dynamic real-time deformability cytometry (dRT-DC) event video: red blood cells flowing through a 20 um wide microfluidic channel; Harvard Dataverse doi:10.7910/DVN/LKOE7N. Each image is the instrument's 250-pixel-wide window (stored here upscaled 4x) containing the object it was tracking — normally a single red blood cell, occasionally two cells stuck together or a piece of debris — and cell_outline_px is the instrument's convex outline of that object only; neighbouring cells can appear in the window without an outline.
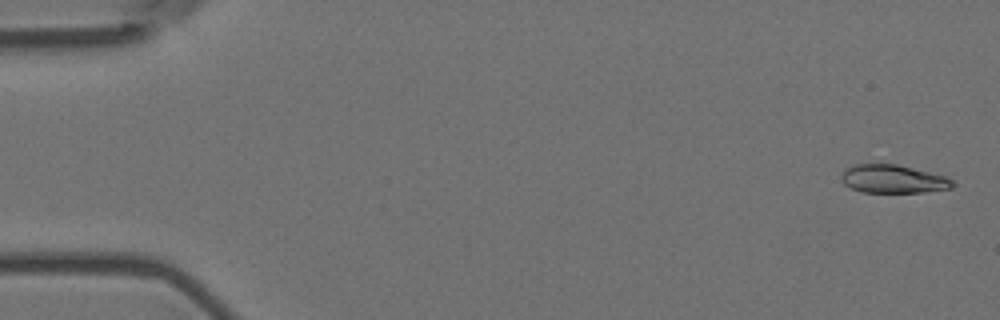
{"species": "Egyptian fruit bat (a non-hibernating species)", "species_latin": "Rousettus aegyptiacus", "temperature_condition": "room temperature", "stored_images_in_passage": 5, "camera_frame_rate_fps": 3000, "um_per_image_px": 0.085, "animal": {"sex": "female"}, "frame": {"image": 1, "passage_image": 1, "time_ms": 0.0, "image_size_px": [1000, 320], "cell_outline_px": [[956, 184], [952, 188], [924, 192], [860, 192], [844, 184], [840, 180], [840, 176], [852, 164], [896, 164], [948, 176]], "centroid_in_image_um": [75.94, 15.21], "position_along_channel_um": 9.1, "area_um2": 18.44}}
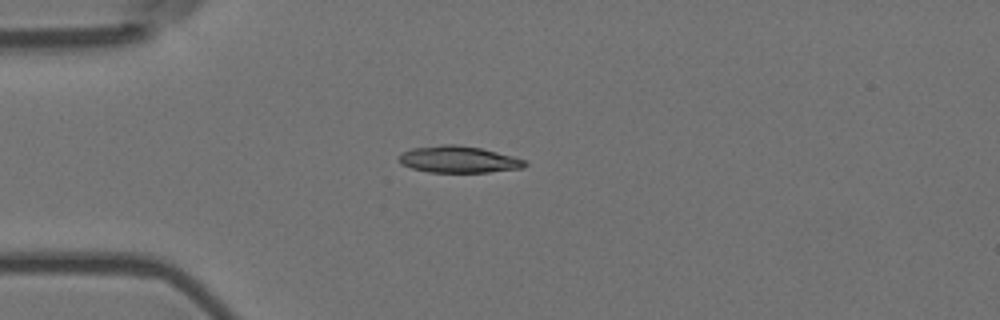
{"frame": {"image": 2, "passage_image": 4, "time_ms": 1.0, "image_size_px": [1000, 320], "cell_outline_px": [[528, 164], [524, 168], [488, 172], [428, 172], [412, 168], [400, 164], [396, 160], [400, 152], [412, 148], [440, 144], [456, 144], [480, 148], [512, 156], [524, 160]], "centroid_in_image_um": [38.91, 13.55], "position_along_channel_um": 46.1, "area_um2": 19.77}}